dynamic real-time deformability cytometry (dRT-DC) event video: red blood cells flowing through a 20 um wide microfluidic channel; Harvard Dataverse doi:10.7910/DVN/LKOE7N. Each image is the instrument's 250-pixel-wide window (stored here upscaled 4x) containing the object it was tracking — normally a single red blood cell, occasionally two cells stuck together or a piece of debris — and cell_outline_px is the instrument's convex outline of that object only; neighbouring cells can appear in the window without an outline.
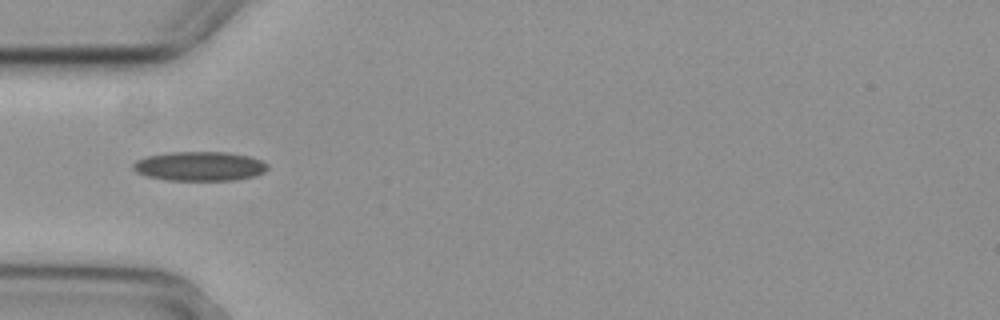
{"species": "common noctule bat (a hibernating species)", "species_latin": "Nyctalus noctula", "temperature_condition": "cold", "stored_images_in_passage": 3, "camera_frame_rate_fps": 3000, "um_per_image_px": 0.085, "animal": {"sex": "female", "body_mass_g": 29.2, "forearm_length_mm": 56.3}, "frame": {"image": 1, "passage_image": 1, "time_ms": 0.0, "image_size_px": [1000, 320], "cell_outline_px": [[268, 168], [264, 172], [252, 176], [232, 180], [164, 180], [148, 176], [136, 172], [132, 168], [132, 164], [136, 160], [148, 156], [172, 152], [228, 152], [248, 156], [260, 160], [268, 164]], "centroid_in_image_um": [16.94, 14.13], "position_along_channel_um": 68.1, "area_um2": 22.83}}
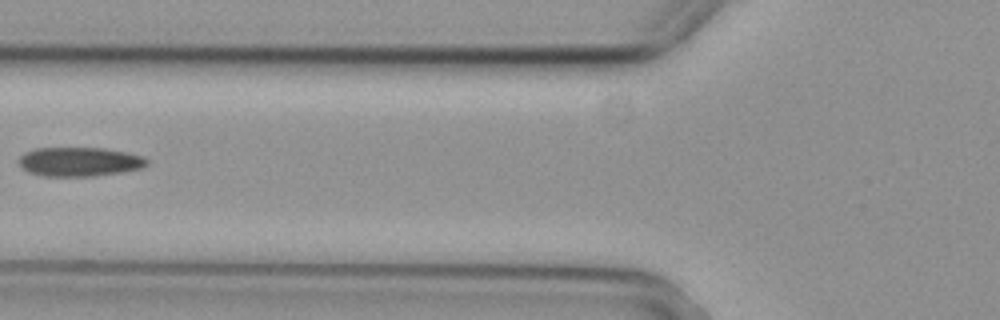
{"frame": {"image": 2, "passage_image": 2, "time_ms": 0.333, "image_size_px": [1000, 320], "cell_outline_px": [[148, 164], [140, 168], [120, 172], [96, 176], [44, 176], [28, 172], [20, 168], [20, 156], [24, 152], [36, 148], [104, 148], [144, 156], [148, 160]], "centroid_in_image_um": [6.73, 13.75], "position_along_channel_um": 119.1, "area_um2": 21.73}}
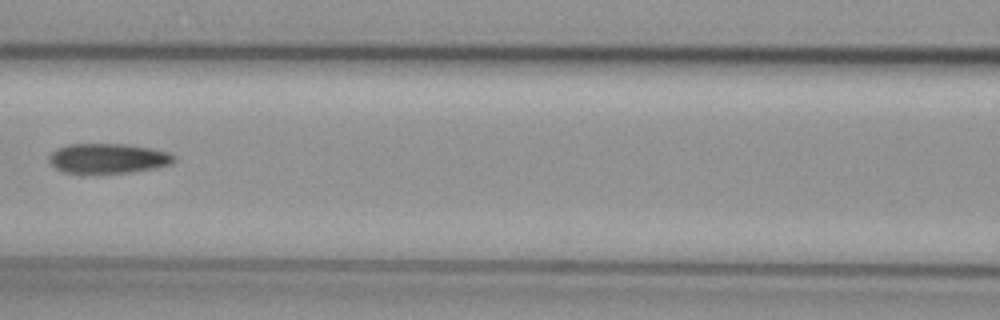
{"frame": {"image": 3, "passage_image": 3, "time_ms": 0.667, "image_size_px": [1000, 320], "cell_outline_px": [[176, 160], [172, 164], [132, 172], [84, 176], [64, 172], [56, 168], [48, 160], [48, 156], [52, 152], [68, 144], [128, 144], [152, 148], [168, 152], [176, 156]], "centroid_in_image_um": [9.17, 13.5], "position_along_channel_um": 157.4, "area_um2": 22.48}}